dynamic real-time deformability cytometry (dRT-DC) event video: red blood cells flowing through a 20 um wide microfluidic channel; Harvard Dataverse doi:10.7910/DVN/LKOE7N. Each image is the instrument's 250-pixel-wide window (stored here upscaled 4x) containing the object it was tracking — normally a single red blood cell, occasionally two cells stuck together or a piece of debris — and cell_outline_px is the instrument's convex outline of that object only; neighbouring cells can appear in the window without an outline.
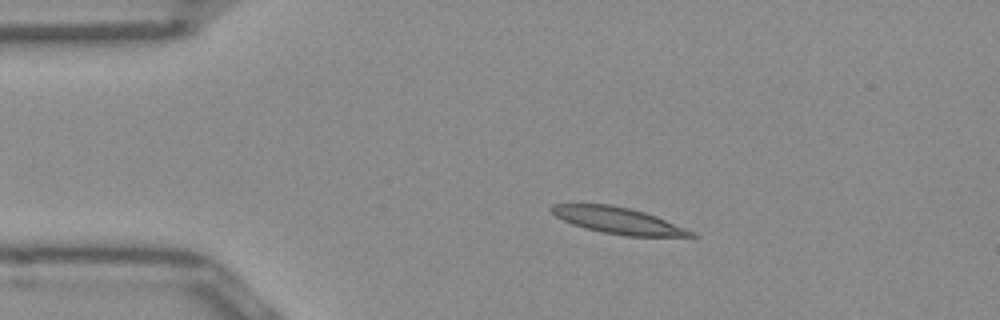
{"species": "Egyptian fruit bat (a non-hibernating species)", "species_latin": "Rousettus aegyptiacus", "temperature_condition": "room temperature", "stored_images_in_passage": 42, "camera_frame_rate_fps": 3000, "um_per_image_px": 0.085, "frame": {"image": 1, "passage_image": 1, "time_ms": 0.0, "image_size_px": [1000, 320], "cell_outline_px": [[696, 236], [628, 236], [604, 232], [584, 228], [572, 224], [556, 216], [548, 208], [552, 204], [608, 204], [628, 208], [644, 212], [656, 216], [684, 228], [692, 232]], "centroid_in_image_um": [52.47, 18.73], "position_along_channel_um": 32.5, "area_um2": 20.98}}
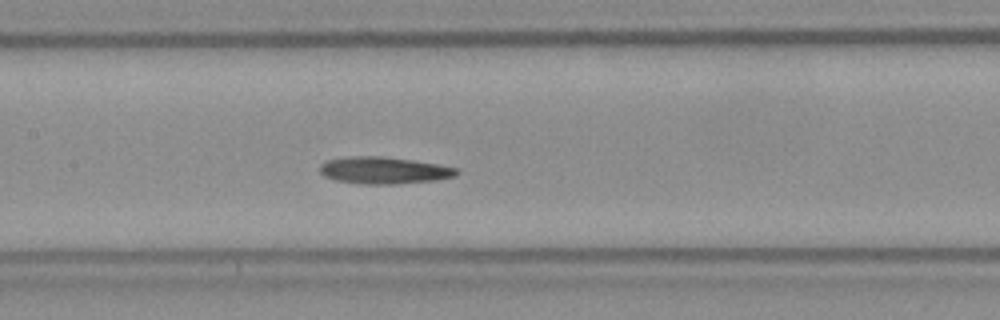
{"frame": {"image": 2, "passage_image": 15, "time_ms": 4.667, "image_size_px": [1000, 320], "cell_outline_px": [[460, 172], [456, 176], [436, 180], [392, 184], [368, 184], [336, 180], [324, 176], [320, 172], [320, 164], [328, 160], [352, 156], [384, 156], [412, 160], [460, 168]], "centroid_in_image_um": [32.67, 14.47], "position_along_channel_um": 174.7, "area_um2": 21.39}}
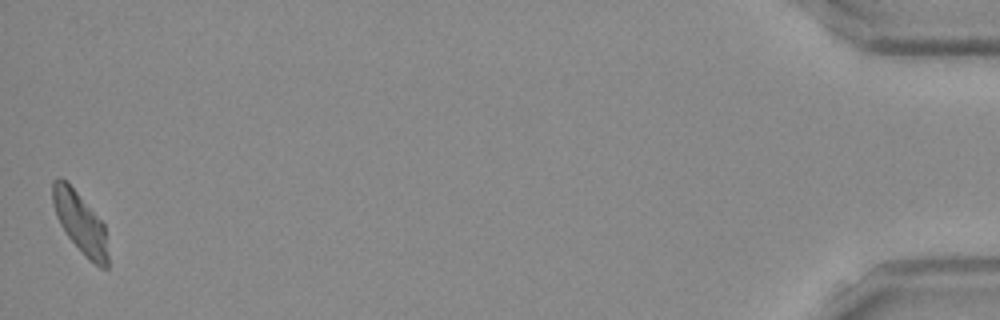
{"frame": {"image": 3, "passage_image": 42, "time_ms": 13.667, "image_size_px": [1000, 320], "cell_outline_px": [[108, 268], [100, 268], [88, 260], [68, 236], [60, 224], [56, 216], [52, 204], [52, 180], [60, 176], [76, 192], [104, 224], [108, 256]], "centroid_in_image_um": [6.8, 18.96], "position_along_channel_um": 428.4, "area_um2": 19.36}, "authors_computed_cell_mechanics": {"area_um2": 20.808, "velocity_mm_per_s": 3.9208, "shape_relaxation_time_tau1_ms": null, "shape_relaxation_time_tau2_ms": 10.6572, "deformation_change_tau1": null, "deformation_change_tau2": 0.1999}}